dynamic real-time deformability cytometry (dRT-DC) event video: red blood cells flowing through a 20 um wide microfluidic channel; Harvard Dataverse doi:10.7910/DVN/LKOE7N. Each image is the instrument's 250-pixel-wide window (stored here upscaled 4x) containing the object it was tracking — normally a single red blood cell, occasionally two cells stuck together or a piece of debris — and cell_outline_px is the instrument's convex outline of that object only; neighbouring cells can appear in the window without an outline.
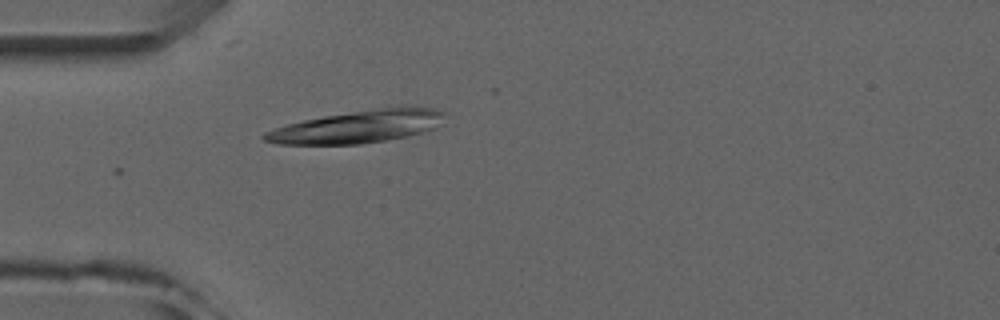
{"species": "common noctule bat (a hibernating species)", "species_latin": "Nyctalus noctula", "temperature_condition": "room temperature", "stored_images_in_passage": 1, "camera_frame_rate_fps": 3000, "um_per_image_px": 0.085, "animal": {"sex": "male", "forearm_length_mm": 52.5}, "frame": {"image": 1, "passage_image": 1, "time_ms": 0.0, "image_size_px": [1000, 320], "cell_outline_px": [[444, 124], [436, 128], [388, 140], [360, 144], [280, 144], [264, 140], [260, 136], [264, 132], [288, 124], [304, 120], [324, 116], [400, 104], [412, 104], [436, 108], [444, 112]], "centroid_in_image_um": [30.54, 10.72], "position_along_channel_um": 54.5, "area_um2": 34.74}}